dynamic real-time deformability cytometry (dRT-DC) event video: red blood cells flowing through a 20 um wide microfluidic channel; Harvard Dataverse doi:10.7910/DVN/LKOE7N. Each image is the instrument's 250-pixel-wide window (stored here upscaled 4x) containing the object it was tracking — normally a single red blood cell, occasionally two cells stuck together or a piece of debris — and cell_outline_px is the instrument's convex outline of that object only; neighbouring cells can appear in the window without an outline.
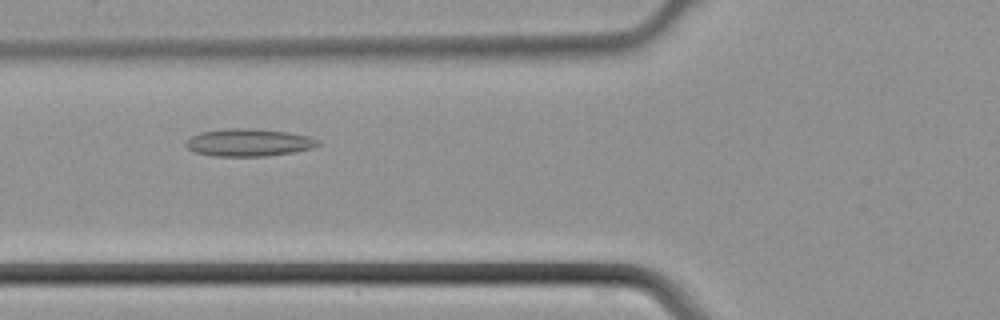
{"species": "common noctule bat (a hibernating species)", "species_latin": "Nyctalus noctula", "temperature_condition": "cold", "stored_images_in_passage": 28, "camera_frame_rate_fps": 3000, "um_per_image_px": 0.085, "animal": {"sex": "male", "body_mass_g": 21.5, "forearm_length_mm": 52.0}, "frame": {"image": 1, "passage_image": 3, "time_ms": 0.667, "image_size_px": [1000, 320], "cell_outline_px": [[320, 144], [312, 148], [292, 152], [264, 156], [212, 156], [196, 152], [188, 148], [184, 144], [184, 140], [200, 132], [228, 128], [252, 128], [288, 132], [308, 136], [320, 140]], "centroid_in_image_um": [21.12, 12.11], "position_along_channel_um": 104.7, "area_um2": 21.21}}
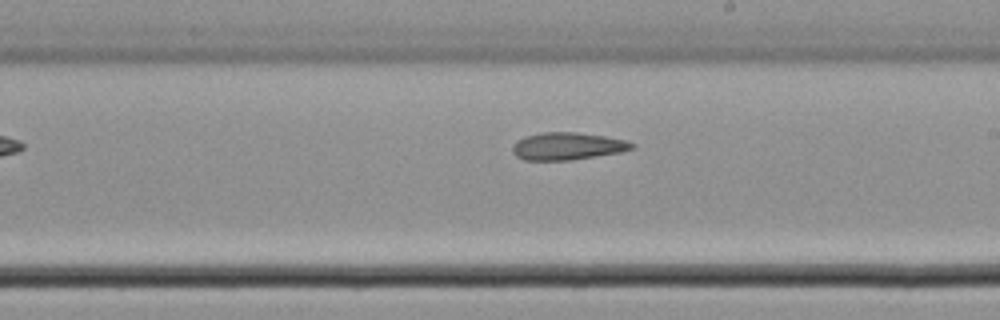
{"frame": {"image": 2, "passage_image": 12, "time_ms": 3.667, "image_size_px": [1000, 320], "cell_outline_px": [[636, 148], [620, 152], [572, 160], [524, 160], [516, 156], [512, 152], [512, 144], [516, 140], [524, 136], [544, 132], [576, 132], [604, 136], [624, 140], [636, 144]], "centroid_in_image_um": [48.21, 12.42], "position_along_channel_um": 240.8, "area_um2": 19.19}}
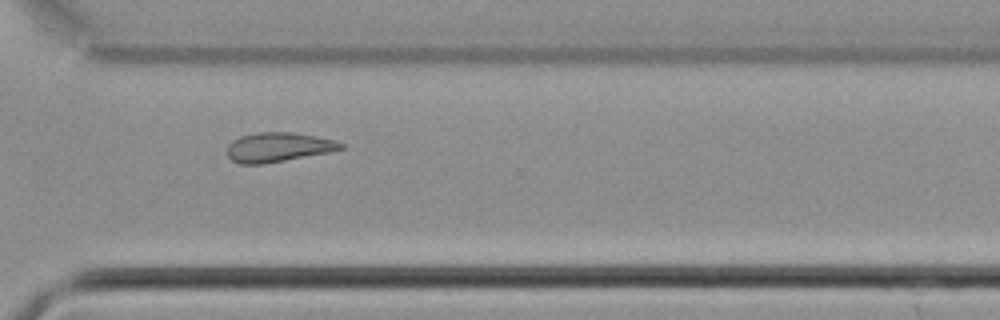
{"frame": {"image": 3, "passage_image": 19, "time_ms": 6.0, "image_size_px": [1000, 320], "cell_outline_px": [[344, 148], [332, 152], [264, 164], [240, 164], [232, 160], [228, 156], [228, 144], [232, 140], [240, 136], [260, 132], [292, 132], [336, 140], [344, 144]], "centroid_in_image_um": [23.67, 12.51], "position_along_channel_um": 346.9, "area_um2": 19.59}}